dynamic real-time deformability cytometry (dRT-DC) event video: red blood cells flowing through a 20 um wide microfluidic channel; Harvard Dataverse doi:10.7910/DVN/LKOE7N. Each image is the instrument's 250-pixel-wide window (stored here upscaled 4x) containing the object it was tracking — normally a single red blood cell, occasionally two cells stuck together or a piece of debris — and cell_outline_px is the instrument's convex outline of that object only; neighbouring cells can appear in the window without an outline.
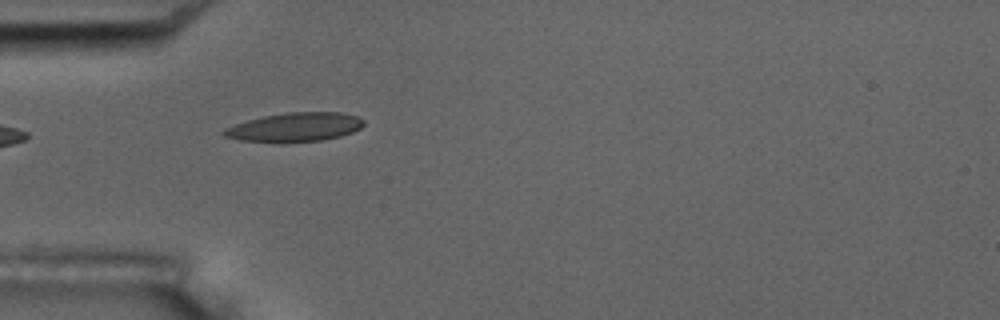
{"species": "common noctule bat (a hibernating species)", "species_latin": "Nyctalus noctula", "temperature_condition": "room temperature", "stored_images_in_passage": 5, "camera_frame_rate_fps": 3000, "um_per_image_px": 0.085, "animal": {"sex": "male", "body_mass_g": 17.5, "forearm_length_mm": 52.3}, "frame": {"image": 1, "passage_image": 4, "time_ms": 1.0, "image_size_px": [1000, 320], "cell_outline_px": [[364, 124], [360, 128], [352, 132], [340, 136], [320, 140], [284, 144], [280, 144], [240, 140], [224, 136], [220, 132], [224, 128], [248, 120], [264, 116], [288, 112], [340, 112], [360, 116], [364, 120]], "centroid_in_image_um": [25.05, 10.83], "position_along_channel_um": 59.9, "area_um2": 24.04}}